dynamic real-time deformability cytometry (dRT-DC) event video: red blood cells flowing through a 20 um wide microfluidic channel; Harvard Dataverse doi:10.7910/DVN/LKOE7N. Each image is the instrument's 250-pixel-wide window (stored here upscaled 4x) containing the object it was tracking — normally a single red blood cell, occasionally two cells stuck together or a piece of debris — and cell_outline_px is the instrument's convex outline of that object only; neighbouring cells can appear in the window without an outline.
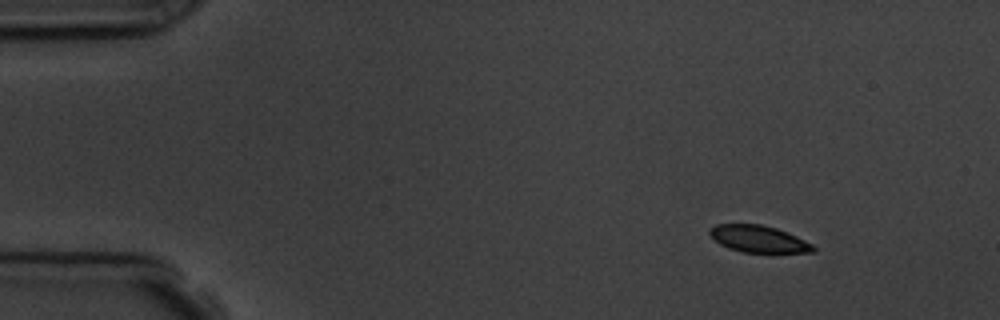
{"species": "common noctule bat (a hibernating species)", "species_latin": "Nyctalus noctula", "temperature_condition": "room temperature", "stored_images_in_passage": 5, "camera_frame_rate_fps": 3000, "um_per_image_px": 0.085, "animal": {"sex": "male", "body_mass_g": 19.5, "forearm_length_mm": 54.6}, "frame": {"image": 1, "passage_image": 1, "time_ms": 0.0, "image_size_px": [1000, 320], "cell_outline_px": [[816, 252], [744, 252], [728, 248], [720, 244], [708, 232], [716, 224], [760, 224], [776, 228], [788, 232], [812, 244], [816, 248]], "centroid_in_image_um": [64.5, 20.31], "position_along_channel_um": 20.5, "area_um2": 16.01}}
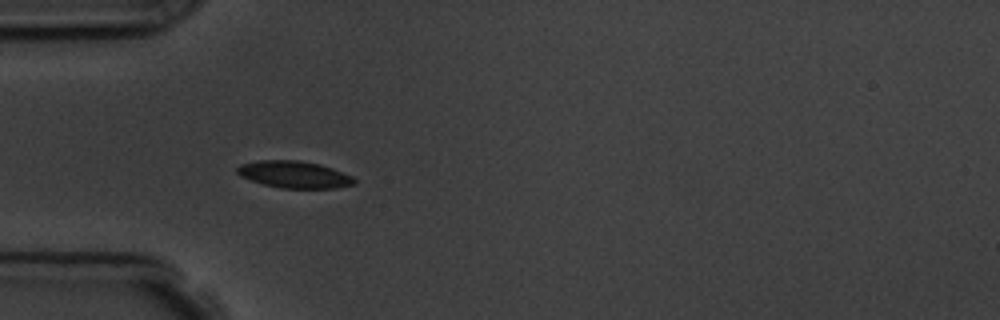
{"frame": {"image": 2, "passage_image": 4, "time_ms": 3.333, "image_size_px": [1000, 320], "cell_outline_px": [[356, 184], [336, 188], [280, 188], [264, 184], [240, 176], [236, 172], [236, 168], [240, 164], [260, 160], [300, 160], [320, 164], [332, 168], [352, 176], [356, 180]], "centroid_in_image_um": [25.02, 14.83], "position_along_channel_um": 60.0, "area_um2": 18.44}}